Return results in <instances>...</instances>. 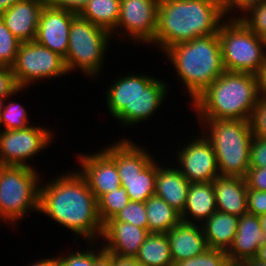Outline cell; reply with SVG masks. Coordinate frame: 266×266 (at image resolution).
Masks as SVG:
<instances>
[{
    "mask_svg": "<svg viewBox=\"0 0 266 266\" xmlns=\"http://www.w3.org/2000/svg\"><path fill=\"white\" fill-rule=\"evenodd\" d=\"M38 213L66 227L76 240L82 236L87 243L100 241L103 223L98 215V202L76 168L40 183Z\"/></svg>",
    "mask_w": 266,
    "mask_h": 266,
    "instance_id": "cell-1",
    "label": "cell"
},
{
    "mask_svg": "<svg viewBox=\"0 0 266 266\" xmlns=\"http://www.w3.org/2000/svg\"><path fill=\"white\" fill-rule=\"evenodd\" d=\"M225 18L220 0H159L157 31L150 45L163 53L175 44L217 34Z\"/></svg>",
    "mask_w": 266,
    "mask_h": 266,
    "instance_id": "cell-2",
    "label": "cell"
},
{
    "mask_svg": "<svg viewBox=\"0 0 266 266\" xmlns=\"http://www.w3.org/2000/svg\"><path fill=\"white\" fill-rule=\"evenodd\" d=\"M260 98L259 76L224 71L192 102L198 118L250 121Z\"/></svg>",
    "mask_w": 266,
    "mask_h": 266,
    "instance_id": "cell-3",
    "label": "cell"
},
{
    "mask_svg": "<svg viewBox=\"0 0 266 266\" xmlns=\"http://www.w3.org/2000/svg\"><path fill=\"white\" fill-rule=\"evenodd\" d=\"M120 75L106 91V106L121 126L144 123L159 110L168 96V83L147 74ZM124 76V77H123Z\"/></svg>",
    "mask_w": 266,
    "mask_h": 266,
    "instance_id": "cell-4",
    "label": "cell"
},
{
    "mask_svg": "<svg viewBox=\"0 0 266 266\" xmlns=\"http://www.w3.org/2000/svg\"><path fill=\"white\" fill-rule=\"evenodd\" d=\"M163 53L189 93L190 104L225 71L218 33L175 44Z\"/></svg>",
    "mask_w": 266,
    "mask_h": 266,
    "instance_id": "cell-5",
    "label": "cell"
},
{
    "mask_svg": "<svg viewBox=\"0 0 266 266\" xmlns=\"http://www.w3.org/2000/svg\"><path fill=\"white\" fill-rule=\"evenodd\" d=\"M198 120L203 129L201 132L213 145L220 176L245 178L250 168V147L254 137L250 121L212 118Z\"/></svg>",
    "mask_w": 266,
    "mask_h": 266,
    "instance_id": "cell-6",
    "label": "cell"
},
{
    "mask_svg": "<svg viewBox=\"0 0 266 266\" xmlns=\"http://www.w3.org/2000/svg\"><path fill=\"white\" fill-rule=\"evenodd\" d=\"M103 148L115 159L121 187L130 201L145 202L155 194L157 161L153 154L131 138H122Z\"/></svg>",
    "mask_w": 266,
    "mask_h": 266,
    "instance_id": "cell-7",
    "label": "cell"
},
{
    "mask_svg": "<svg viewBox=\"0 0 266 266\" xmlns=\"http://www.w3.org/2000/svg\"><path fill=\"white\" fill-rule=\"evenodd\" d=\"M39 174L35 166L0 165L1 223L17 226L32 210L39 212Z\"/></svg>",
    "mask_w": 266,
    "mask_h": 266,
    "instance_id": "cell-8",
    "label": "cell"
},
{
    "mask_svg": "<svg viewBox=\"0 0 266 266\" xmlns=\"http://www.w3.org/2000/svg\"><path fill=\"white\" fill-rule=\"evenodd\" d=\"M218 36L225 71L259 76L266 63V41L240 18H226Z\"/></svg>",
    "mask_w": 266,
    "mask_h": 266,
    "instance_id": "cell-9",
    "label": "cell"
},
{
    "mask_svg": "<svg viewBox=\"0 0 266 266\" xmlns=\"http://www.w3.org/2000/svg\"><path fill=\"white\" fill-rule=\"evenodd\" d=\"M110 40V32L77 14L71 22L68 51L64 58L68 73L80 69L89 78L101 76Z\"/></svg>",
    "mask_w": 266,
    "mask_h": 266,
    "instance_id": "cell-10",
    "label": "cell"
},
{
    "mask_svg": "<svg viewBox=\"0 0 266 266\" xmlns=\"http://www.w3.org/2000/svg\"><path fill=\"white\" fill-rule=\"evenodd\" d=\"M12 71L18 87L25 89L34 82L69 74L64 58L35 40L20 43Z\"/></svg>",
    "mask_w": 266,
    "mask_h": 266,
    "instance_id": "cell-11",
    "label": "cell"
},
{
    "mask_svg": "<svg viewBox=\"0 0 266 266\" xmlns=\"http://www.w3.org/2000/svg\"><path fill=\"white\" fill-rule=\"evenodd\" d=\"M53 138L51 128L33 124L25 129L0 130V165L33 168L28 160L48 148Z\"/></svg>",
    "mask_w": 266,
    "mask_h": 266,
    "instance_id": "cell-12",
    "label": "cell"
},
{
    "mask_svg": "<svg viewBox=\"0 0 266 266\" xmlns=\"http://www.w3.org/2000/svg\"><path fill=\"white\" fill-rule=\"evenodd\" d=\"M158 4L159 0H121L118 24L111 32L112 38L122 37L123 41L129 38L134 45L151 44L157 31Z\"/></svg>",
    "mask_w": 266,
    "mask_h": 266,
    "instance_id": "cell-13",
    "label": "cell"
},
{
    "mask_svg": "<svg viewBox=\"0 0 266 266\" xmlns=\"http://www.w3.org/2000/svg\"><path fill=\"white\" fill-rule=\"evenodd\" d=\"M186 143L177 149L175 167L190 183L213 182L220 173L212 143L203 133Z\"/></svg>",
    "mask_w": 266,
    "mask_h": 266,
    "instance_id": "cell-14",
    "label": "cell"
},
{
    "mask_svg": "<svg viewBox=\"0 0 266 266\" xmlns=\"http://www.w3.org/2000/svg\"><path fill=\"white\" fill-rule=\"evenodd\" d=\"M89 154H78L79 172L86 178L90 190L98 200L105 193L121 187L115 159L104 149Z\"/></svg>",
    "mask_w": 266,
    "mask_h": 266,
    "instance_id": "cell-15",
    "label": "cell"
},
{
    "mask_svg": "<svg viewBox=\"0 0 266 266\" xmlns=\"http://www.w3.org/2000/svg\"><path fill=\"white\" fill-rule=\"evenodd\" d=\"M76 15L72 11L54 8L46 3L40 13L34 40L65 58L71 22Z\"/></svg>",
    "mask_w": 266,
    "mask_h": 266,
    "instance_id": "cell-16",
    "label": "cell"
},
{
    "mask_svg": "<svg viewBox=\"0 0 266 266\" xmlns=\"http://www.w3.org/2000/svg\"><path fill=\"white\" fill-rule=\"evenodd\" d=\"M148 234L147 229L109 220L103 224L100 242L102 248L110 254L122 258H135Z\"/></svg>",
    "mask_w": 266,
    "mask_h": 266,
    "instance_id": "cell-17",
    "label": "cell"
},
{
    "mask_svg": "<svg viewBox=\"0 0 266 266\" xmlns=\"http://www.w3.org/2000/svg\"><path fill=\"white\" fill-rule=\"evenodd\" d=\"M46 3L47 0H19L11 8L0 13V18L21 42L33 41L40 13Z\"/></svg>",
    "mask_w": 266,
    "mask_h": 266,
    "instance_id": "cell-18",
    "label": "cell"
},
{
    "mask_svg": "<svg viewBox=\"0 0 266 266\" xmlns=\"http://www.w3.org/2000/svg\"><path fill=\"white\" fill-rule=\"evenodd\" d=\"M173 263L203 254L208 245L202 225L180 221L167 233Z\"/></svg>",
    "mask_w": 266,
    "mask_h": 266,
    "instance_id": "cell-19",
    "label": "cell"
},
{
    "mask_svg": "<svg viewBox=\"0 0 266 266\" xmlns=\"http://www.w3.org/2000/svg\"><path fill=\"white\" fill-rule=\"evenodd\" d=\"M265 240L259 217L250 213L243 214L239 217L233 244L227 251L230 262L240 263L255 257Z\"/></svg>",
    "mask_w": 266,
    "mask_h": 266,
    "instance_id": "cell-20",
    "label": "cell"
},
{
    "mask_svg": "<svg viewBox=\"0 0 266 266\" xmlns=\"http://www.w3.org/2000/svg\"><path fill=\"white\" fill-rule=\"evenodd\" d=\"M190 182L175 167L162 165L157 160V174L155 184V196L162 198L180 214L187 203V193Z\"/></svg>",
    "mask_w": 266,
    "mask_h": 266,
    "instance_id": "cell-21",
    "label": "cell"
},
{
    "mask_svg": "<svg viewBox=\"0 0 266 266\" xmlns=\"http://www.w3.org/2000/svg\"><path fill=\"white\" fill-rule=\"evenodd\" d=\"M217 211L235 216L248 213L245 178L218 176L213 181Z\"/></svg>",
    "mask_w": 266,
    "mask_h": 266,
    "instance_id": "cell-22",
    "label": "cell"
},
{
    "mask_svg": "<svg viewBox=\"0 0 266 266\" xmlns=\"http://www.w3.org/2000/svg\"><path fill=\"white\" fill-rule=\"evenodd\" d=\"M217 211L213 182L190 183L181 221L202 224Z\"/></svg>",
    "mask_w": 266,
    "mask_h": 266,
    "instance_id": "cell-23",
    "label": "cell"
},
{
    "mask_svg": "<svg viewBox=\"0 0 266 266\" xmlns=\"http://www.w3.org/2000/svg\"><path fill=\"white\" fill-rule=\"evenodd\" d=\"M239 217L216 211L201 225L208 248L228 251L238 228Z\"/></svg>",
    "mask_w": 266,
    "mask_h": 266,
    "instance_id": "cell-24",
    "label": "cell"
},
{
    "mask_svg": "<svg viewBox=\"0 0 266 266\" xmlns=\"http://www.w3.org/2000/svg\"><path fill=\"white\" fill-rule=\"evenodd\" d=\"M149 233H167L181 221L178 211L155 195L145 201Z\"/></svg>",
    "mask_w": 266,
    "mask_h": 266,
    "instance_id": "cell-25",
    "label": "cell"
},
{
    "mask_svg": "<svg viewBox=\"0 0 266 266\" xmlns=\"http://www.w3.org/2000/svg\"><path fill=\"white\" fill-rule=\"evenodd\" d=\"M135 259L142 266H173L167 235L149 233Z\"/></svg>",
    "mask_w": 266,
    "mask_h": 266,
    "instance_id": "cell-26",
    "label": "cell"
},
{
    "mask_svg": "<svg viewBox=\"0 0 266 266\" xmlns=\"http://www.w3.org/2000/svg\"><path fill=\"white\" fill-rule=\"evenodd\" d=\"M120 5L121 0H89L79 15L111 33L118 24Z\"/></svg>",
    "mask_w": 266,
    "mask_h": 266,
    "instance_id": "cell-27",
    "label": "cell"
},
{
    "mask_svg": "<svg viewBox=\"0 0 266 266\" xmlns=\"http://www.w3.org/2000/svg\"><path fill=\"white\" fill-rule=\"evenodd\" d=\"M97 202L98 215L100 221L104 224L113 219L130 202V199L125 188L120 187L119 189L110 191V193H105Z\"/></svg>",
    "mask_w": 266,
    "mask_h": 266,
    "instance_id": "cell-28",
    "label": "cell"
},
{
    "mask_svg": "<svg viewBox=\"0 0 266 266\" xmlns=\"http://www.w3.org/2000/svg\"><path fill=\"white\" fill-rule=\"evenodd\" d=\"M12 96L6 98L0 115V127L3 130L25 129L30 126L29 114L23 105L11 101ZM9 101H8V100Z\"/></svg>",
    "mask_w": 266,
    "mask_h": 266,
    "instance_id": "cell-29",
    "label": "cell"
},
{
    "mask_svg": "<svg viewBox=\"0 0 266 266\" xmlns=\"http://www.w3.org/2000/svg\"><path fill=\"white\" fill-rule=\"evenodd\" d=\"M20 43L0 18V66H13Z\"/></svg>",
    "mask_w": 266,
    "mask_h": 266,
    "instance_id": "cell-30",
    "label": "cell"
},
{
    "mask_svg": "<svg viewBox=\"0 0 266 266\" xmlns=\"http://www.w3.org/2000/svg\"><path fill=\"white\" fill-rule=\"evenodd\" d=\"M230 263L226 251L208 248L201 255L174 262L173 266H229Z\"/></svg>",
    "mask_w": 266,
    "mask_h": 266,
    "instance_id": "cell-31",
    "label": "cell"
},
{
    "mask_svg": "<svg viewBox=\"0 0 266 266\" xmlns=\"http://www.w3.org/2000/svg\"><path fill=\"white\" fill-rule=\"evenodd\" d=\"M118 222H126L140 228L147 229V213L145 202L130 201L113 219Z\"/></svg>",
    "mask_w": 266,
    "mask_h": 266,
    "instance_id": "cell-32",
    "label": "cell"
},
{
    "mask_svg": "<svg viewBox=\"0 0 266 266\" xmlns=\"http://www.w3.org/2000/svg\"><path fill=\"white\" fill-rule=\"evenodd\" d=\"M239 18L258 36L266 39V0H261Z\"/></svg>",
    "mask_w": 266,
    "mask_h": 266,
    "instance_id": "cell-33",
    "label": "cell"
},
{
    "mask_svg": "<svg viewBox=\"0 0 266 266\" xmlns=\"http://www.w3.org/2000/svg\"><path fill=\"white\" fill-rule=\"evenodd\" d=\"M90 245L86 249H76V251L72 250L65 255L57 256L58 266H94L95 262V242H88ZM93 246V247H92ZM74 251V252H73Z\"/></svg>",
    "mask_w": 266,
    "mask_h": 266,
    "instance_id": "cell-34",
    "label": "cell"
},
{
    "mask_svg": "<svg viewBox=\"0 0 266 266\" xmlns=\"http://www.w3.org/2000/svg\"><path fill=\"white\" fill-rule=\"evenodd\" d=\"M250 125L252 133L255 137L266 138V98L261 97L258 100V104L255 107L251 119Z\"/></svg>",
    "mask_w": 266,
    "mask_h": 266,
    "instance_id": "cell-35",
    "label": "cell"
},
{
    "mask_svg": "<svg viewBox=\"0 0 266 266\" xmlns=\"http://www.w3.org/2000/svg\"><path fill=\"white\" fill-rule=\"evenodd\" d=\"M16 84L12 67L0 66V98H8L24 91Z\"/></svg>",
    "mask_w": 266,
    "mask_h": 266,
    "instance_id": "cell-36",
    "label": "cell"
},
{
    "mask_svg": "<svg viewBox=\"0 0 266 266\" xmlns=\"http://www.w3.org/2000/svg\"><path fill=\"white\" fill-rule=\"evenodd\" d=\"M259 1L261 0H220V4L226 18H239V15L237 16L238 13H240L241 16L244 15ZM236 11H238V13H235Z\"/></svg>",
    "mask_w": 266,
    "mask_h": 266,
    "instance_id": "cell-37",
    "label": "cell"
},
{
    "mask_svg": "<svg viewBox=\"0 0 266 266\" xmlns=\"http://www.w3.org/2000/svg\"><path fill=\"white\" fill-rule=\"evenodd\" d=\"M250 167H266V138L253 137L250 147Z\"/></svg>",
    "mask_w": 266,
    "mask_h": 266,
    "instance_id": "cell-38",
    "label": "cell"
},
{
    "mask_svg": "<svg viewBox=\"0 0 266 266\" xmlns=\"http://www.w3.org/2000/svg\"><path fill=\"white\" fill-rule=\"evenodd\" d=\"M248 213L259 216L266 213V191L248 189L247 191Z\"/></svg>",
    "mask_w": 266,
    "mask_h": 266,
    "instance_id": "cell-39",
    "label": "cell"
},
{
    "mask_svg": "<svg viewBox=\"0 0 266 266\" xmlns=\"http://www.w3.org/2000/svg\"><path fill=\"white\" fill-rule=\"evenodd\" d=\"M245 181L248 189L266 191V167H250L245 176Z\"/></svg>",
    "mask_w": 266,
    "mask_h": 266,
    "instance_id": "cell-40",
    "label": "cell"
},
{
    "mask_svg": "<svg viewBox=\"0 0 266 266\" xmlns=\"http://www.w3.org/2000/svg\"><path fill=\"white\" fill-rule=\"evenodd\" d=\"M89 0H47V3L54 8L64 9L79 14Z\"/></svg>",
    "mask_w": 266,
    "mask_h": 266,
    "instance_id": "cell-41",
    "label": "cell"
},
{
    "mask_svg": "<svg viewBox=\"0 0 266 266\" xmlns=\"http://www.w3.org/2000/svg\"><path fill=\"white\" fill-rule=\"evenodd\" d=\"M98 241H95V262L94 266H112V254L105 251L101 245L98 247ZM97 247V248H96Z\"/></svg>",
    "mask_w": 266,
    "mask_h": 266,
    "instance_id": "cell-42",
    "label": "cell"
},
{
    "mask_svg": "<svg viewBox=\"0 0 266 266\" xmlns=\"http://www.w3.org/2000/svg\"><path fill=\"white\" fill-rule=\"evenodd\" d=\"M112 266H142L135 258H122L112 254Z\"/></svg>",
    "mask_w": 266,
    "mask_h": 266,
    "instance_id": "cell-43",
    "label": "cell"
},
{
    "mask_svg": "<svg viewBox=\"0 0 266 266\" xmlns=\"http://www.w3.org/2000/svg\"><path fill=\"white\" fill-rule=\"evenodd\" d=\"M56 257V258H55ZM55 257H50V258H44V259H37L34 263L30 264L29 265H26V266H58V263H57V256Z\"/></svg>",
    "mask_w": 266,
    "mask_h": 266,
    "instance_id": "cell-44",
    "label": "cell"
},
{
    "mask_svg": "<svg viewBox=\"0 0 266 266\" xmlns=\"http://www.w3.org/2000/svg\"><path fill=\"white\" fill-rule=\"evenodd\" d=\"M260 96L266 98V63L259 75Z\"/></svg>",
    "mask_w": 266,
    "mask_h": 266,
    "instance_id": "cell-45",
    "label": "cell"
},
{
    "mask_svg": "<svg viewBox=\"0 0 266 266\" xmlns=\"http://www.w3.org/2000/svg\"><path fill=\"white\" fill-rule=\"evenodd\" d=\"M240 264L242 266H266V262H262V261L256 259L255 257L245 259V260L241 261Z\"/></svg>",
    "mask_w": 266,
    "mask_h": 266,
    "instance_id": "cell-46",
    "label": "cell"
},
{
    "mask_svg": "<svg viewBox=\"0 0 266 266\" xmlns=\"http://www.w3.org/2000/svg\"><path fill=\"white\" fill-rule=\"evenodd\" d=\"M255 258L262 261V262H266V240L258 248V251H257Z\"/></svg>",
    "mask_w": 266,
    "mask_h": 266,
    "instance_id": "cell-47",
    "label": "cell"
},
{
    "mask_svg": "<svg viewBox=\"0 0 266 266\" xmlns=\"http://www.w3.org/2000/svg\"><path fill=\"white\" fill-rule=\"evenodd\" d=\"M19 0H0V13L11 8Z\"/></svg>",
    "mask_w": 266,
    "mask_h": 266,
    "instance_id": "cell-48",
    "label": "cell"
},
{
    "mask_svg": "<svg viewBox=\"0 0 266 266\" xmlns=\"http://www.w3.org/2000/svg\"><path fill=\"white\" fill-rule=\"evenodd\" d=\"M258 217H259V222H260L262 231L264 232V236H265V239H266V213L262 214V215H259Z\"/></svg>",
    "mask_w": 266,
    "mask_h": 266,
    "instance_id": "cell-49",
    "label": "cell"
},
{
    "mask_svg": "<svg viewBox=\"0 0 266 266\" xmlns=\"http://www.w3.org/2000/svg\"><path fill=\"white\" fill-rule=\"evenodd\" d=\"M6 98H0V115H1V111H2V108L4 106V102H5ZM1 129V128H0Z\"/></svg>",
    "mask_w": 266,
    "mask_h": 266,
    "instance_id": "cell-50",
    "label": "cell"
},
{
    "mask_svg": "<svg viewBox=\"0 0 266 266\" xmlns=\"http://www.w3.org/2000/svg\"><path fill=\"white\" fill-rule=\"evenodd\" d=\"M229 266H242L240 263H230Z\"/></svg>",
    "mask_w": 266,
    "mask_h": 266,
    "instance_id": "cell-51",
    "label": "cell"
}]
</instances>
